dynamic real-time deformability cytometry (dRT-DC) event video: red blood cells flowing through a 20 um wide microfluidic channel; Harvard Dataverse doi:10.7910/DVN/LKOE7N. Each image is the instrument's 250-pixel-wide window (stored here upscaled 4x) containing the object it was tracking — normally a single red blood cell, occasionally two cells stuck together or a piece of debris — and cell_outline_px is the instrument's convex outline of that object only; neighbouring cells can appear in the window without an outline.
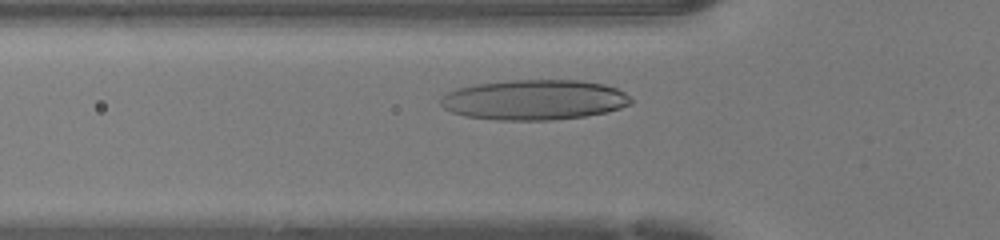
{"species": "human", "species_latin": "Homo sapiens", "temperature_condition": "warm", "stored_images_in_passage": 30, "camera_frame_rate_fps": 3000, "um_per_image_px": 0.085, "donor": {"sex": "female"}, "frame": {"image": 1, "passage_image": 7, "time_ms": 2.0, "image_size_px": [1000, 240], "cell_outline_px": [[632, 104], [620, 108], [604, 112], [584, 116], [552, 120], [496, 120], [464, 116], [452, 112], [444, 108], [440, 104], [440, 100], [448, 92], [460, 88], [476, 84], [512, 80], [580, 80], [604, 84], [616, 88], [624, 92], [632, 100]], "centroid_in_image_um": [45.42, 8.49], "position_along_channel_um": 80.4, "area_um2": 44.45}}
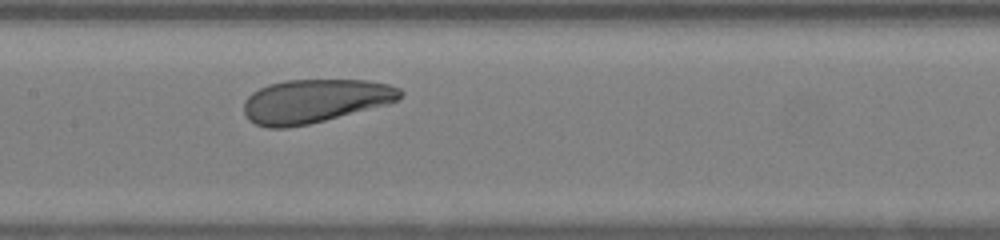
{"frame": {"image": 2, "passage_image": 14, "time_ms": 4.333, "image_size_px": [1000, 240], "cell_outline_px": [[404, 92], [396, 100], [388, 104], [308, 124], [288, 128], [268, 128], [256, 124], [248, 120], [244, 112], [244, 100], [252, 92], [268, 84], [284, 80], [364, 80], [388, 84], [400, 88]], "centroid_in_image_um": [26.72, 8.58], "position_along_channel_um": 180.7, "area_um2": 39.65}}
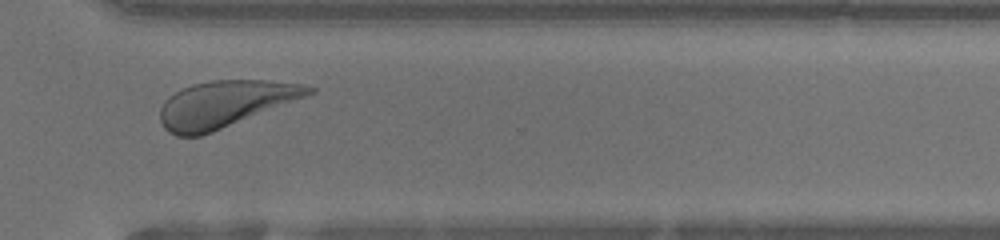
{"frame": {"image": 3, "passage_image": 26, "time_ms": 8.333, "image_size_px": [1000, 240], "cell_outline_px": [[316, 92], [212, 132], [200, 136], [176, 136], [168, 132], [164, 128], [160, 120], [160, 108], [164, 100], [168, 96], [192, 84], [212, 80], [264, 80], [304, 84], [316, 88]], "centroid_in_image_um": [19.08, 8.83], "position_along_channel_um": 351.5, "area_um2": 39.94}, "authors_computed_cell_mechanics": {"area_um2": 40.0265, "velocity_mm_per_s": 4.2659, "shape_relaxation_time_tau1_ms": 2.4911, "shape_relaxation_time_tau2_ms": 2.6072, "deformation_change_tau1": 0.0974, "deformation_change_tau2": 0.1365}}